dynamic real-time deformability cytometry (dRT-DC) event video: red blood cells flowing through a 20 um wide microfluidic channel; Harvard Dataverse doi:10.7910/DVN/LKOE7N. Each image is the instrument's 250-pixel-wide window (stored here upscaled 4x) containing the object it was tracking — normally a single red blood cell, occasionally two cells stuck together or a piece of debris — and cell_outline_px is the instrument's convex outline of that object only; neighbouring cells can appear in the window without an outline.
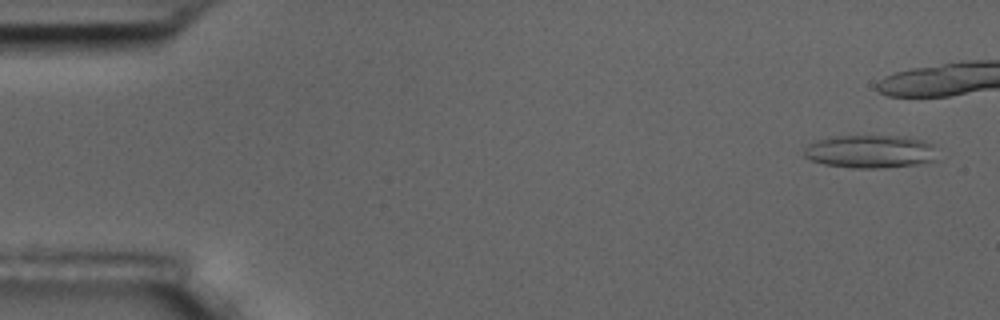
{"species": "common noctule bat (a hibernating species)", "species_latin": "Nyctalus noctula", "temperature_condition": "room temperature", "stored_images_in_passage": 13, "camera_frame_rate_fps": 3000, "um_per_image_px": 0.085, "animal": {"sex": "male", "body_mass_g": 17.5, "forearm_length_mm": 52.3}, "frame": {"image": 1, "passage_image": 3, "time_ms": 0.667, "image_size_px": [1000, 320], "cell_outline_px": [[940, 160], [916, 164], [884, 168], [852, 168], [824, 164], [812, 160], [804, 156], [804, 148], [808, 144], [816, 140], [836, 136], [904, 136], [920, 140], [932, 144]], "centroid_in_image_um": [74.0, 12.89], "position_along_channel_um": 11.0, "area_um2": 25.84}}